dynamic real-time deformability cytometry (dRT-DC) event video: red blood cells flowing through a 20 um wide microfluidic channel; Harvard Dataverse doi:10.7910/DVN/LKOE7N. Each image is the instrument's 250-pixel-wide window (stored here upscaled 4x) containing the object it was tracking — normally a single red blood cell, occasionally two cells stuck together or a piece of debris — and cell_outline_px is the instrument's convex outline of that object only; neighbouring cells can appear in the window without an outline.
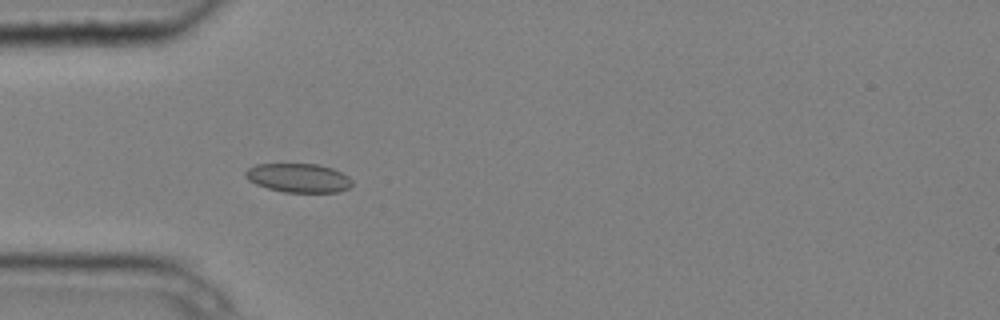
{"species": "common noctule bat (a hibernating species)", "species_latin": "Nyctalus noctula", "temperature_condition": "cold", "stored_images_in_passage": 7, "camera_frame_rate_fps": 3000, "um_per_image_px": 0.085, "animal": {"sex": "male", "body_mass_g": 20.4}, "frame": {"image": 1, "passage_image": 6, "time_ms": 1.667, "image_size_px": [1000, 320], "cell_outline_px": [[352, 184], [348, 188], [340, 192], [284, 192], [268, 188], [256, 184], [248, 180], [244, 176], [244, 172], [248, 168], [256, 164], [316, 164], [332, 168], [348, 176], [352, 180]], "centroid_in_image_um": [25.35, 15.12], "position_along_channel_um": 59.6, "area_um2": 17.98}}
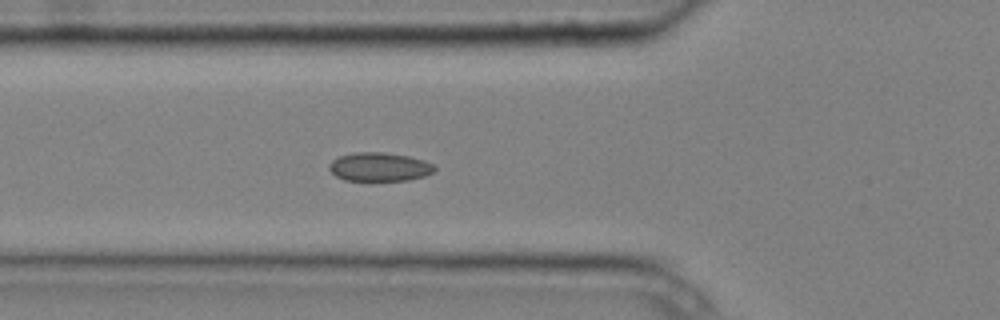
{"frame": {"image": 2, "passage_image": 7, "time_ms": 2.0, "image_size_px": [1000, 320], "cell_outline_px": [[436, 172], [424, 176], [408, 180], [344, 180], [336, 176], [328, 168], [328, 164], [332, 160], [340, 156], [356, 152], [384, 152], [408, 156], [424, 160], [432, 164], [436, 168]], "centroid_in_image_um": [32.26, 14.18], "position_along_channel_um": 93.5, "area_um2": 17.63}}